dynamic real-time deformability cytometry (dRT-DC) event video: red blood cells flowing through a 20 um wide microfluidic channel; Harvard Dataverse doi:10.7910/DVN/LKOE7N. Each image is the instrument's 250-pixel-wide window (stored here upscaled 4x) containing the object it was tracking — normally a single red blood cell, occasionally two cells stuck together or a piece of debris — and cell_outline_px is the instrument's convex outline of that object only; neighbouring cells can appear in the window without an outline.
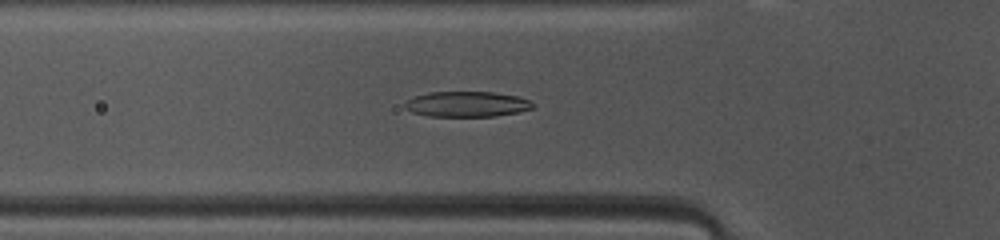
{"species": "common noctule bat (a hibernating species)", "species_latin": "Nyctalus noctula", "temperature_condition": "warm", "stored_images_in_passage": 38, "camera_frame_rate_fps": 3000, "um_per_image_px": 0.085, "animal": {"sex": "female", "body_mass_g": 10.0, "forearm_length_mm": 53.1}, "frame": {"image": 1, "passage_image": 14, "time_ms": 4.333, "image_size_px": [1000, 240], "cell_outline_px": [[536, 104], [532, 108], [516, 112], [496, 116], [428, 116], [412, 112], [404, 108], [404, 104], [408, 100], [416, 96], [428, 92], [492, 92], [520, 96]], "centroid_in_image_um": [39.69, 8.85], "position_along_channel_um": 86.1, "area_um2": 18.9}}
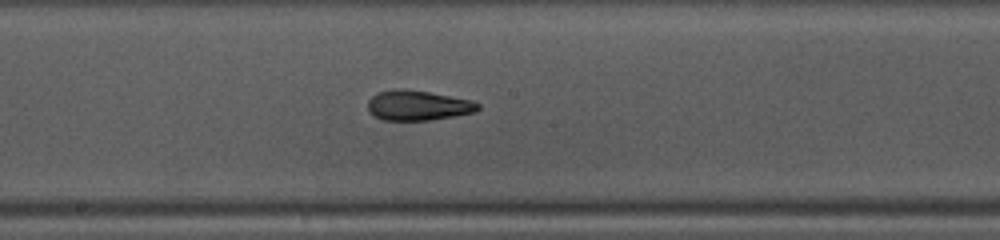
{"frame": {"image": 2, "passage_image": 23, "time_ms": 7.333, "image_size_px": [1000, 240], "cell_outline_px": [[480, 108], [476, 112], [456, 116], [432, 120], [384, 120], [376, 116], [368, 108], [368, 100], [376, 92], [396, 88], [400, 88], [428, 92], [468, 100], [480, 104]], "centroid_in_image_um": [35.52, 8.96], "position_along_channel_um": 212.7, "area_um2": 19.13}}
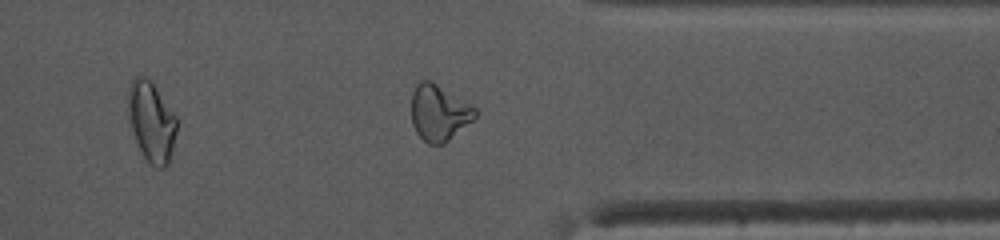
{"frame": {"image": 3, "passage_image": 35, "time_ms": 11.333, "image_size_px": [1000, 240], "cell_outline_px": [[476, 116], [472, 120], [444, 144], [428, 144], [416, 132], [412, 124], [412, 92], [416, 84], [420, 80], [428, 80], [436, 84], [472, 104], [476, 108]], "centroid_in_image_um": [37.3, 9.58], "position_along_channel_um": 374.1, "area_um2": 20.63}, "authors_computed_cell_mechanics": {"area_um2": 19.652, "velocity_mm_per_s": 4.1837, "shape_relaxation_time_tau1_ms": null, "shape_relaxation_time_tau2_ms": 2.1245, "deformation_change_tau1": null, "deformation_change_tau2": 0.105}}